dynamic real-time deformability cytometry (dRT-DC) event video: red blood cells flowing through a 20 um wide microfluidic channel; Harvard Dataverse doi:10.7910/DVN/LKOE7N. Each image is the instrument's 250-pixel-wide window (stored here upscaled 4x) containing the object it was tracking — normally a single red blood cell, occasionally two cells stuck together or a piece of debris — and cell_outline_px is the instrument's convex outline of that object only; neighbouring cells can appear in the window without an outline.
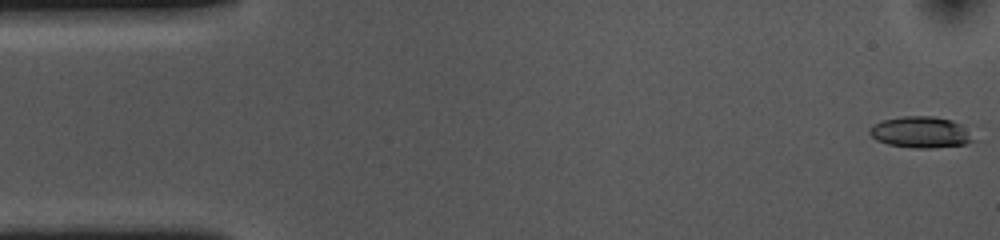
{"species": "common noctule bat (a hibernating species)", "species_latin": "Nyctalus noctula", "temperature_condition": "cold", "stored_images_in_passage": 54, "camera_frame_rate_fps": 3000, "um_per_image_px": 0.085, "animal": {"sex": "female", "body_mass_g": 10.0, "forearm_length_mm": 53.1}, "frame": {"image": 1, "passage_image": 1, "time_ms": 0.0, "image_size_px": [1000, 240], "cell_outline_px": [[976, 140], [964, 144], [932, 148], [916, 148], [888, 144], [876, 140], [868, 132], [872, 124], [880, 120], [900, 116], [936, 116], [952, 120], [960, 124]], "centroid_in_image_um": [78.22, 11.22], "position_along_channel_um": 6.8, "area_um2": 18.96}}
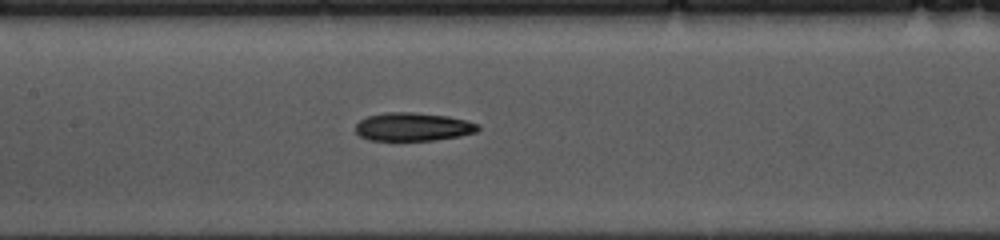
{"frame": {"image": 2, "passage_image": 24, "time_ms": 7.667, "image_size_px": [1000, 240], "cell_outline_px": [[480, 128], [476, 132], [460, 136], [436, 140], [368, 140], [360, 136], [356, 132], [356, 124], [360, 120], [368, 116], [388, 112], [412, 112], [448, 116], [480, 124]], "centroid_in_image_um": [35.12, 10.78], "position_along_channel_um": 172.3, "area_um2": 20.17}}
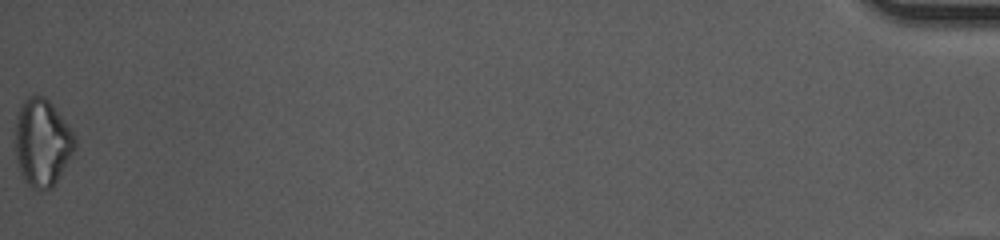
{"frame": {"image": 3, "passage_image": 54, "time_ms": 17.667, "image_size_px": [1000, 240], "cell_outline_px": [[76, 148], [52, 188], [32, 188], [24, 180], [20, 172], [16, 160], [16, 116], [24, 100], [28, 96], [44, 96], [52, 104], [76, 136]], "centroid_in_image_um": [3.59, 12.11], "position_along_channel_um": 431.6, "area_um2": 30.06}, "authors_computed_cell_mechanics": {"area_um2": 20.3745, "velocity_mm_per_s": 3.6652, "shape_relaxation_time_tau1_ms": 3.3521, "shape_relaxation_time_tau2_ms": null, "deformation_change_tau1": 0.1352, "deformation_change_tau2": null}}